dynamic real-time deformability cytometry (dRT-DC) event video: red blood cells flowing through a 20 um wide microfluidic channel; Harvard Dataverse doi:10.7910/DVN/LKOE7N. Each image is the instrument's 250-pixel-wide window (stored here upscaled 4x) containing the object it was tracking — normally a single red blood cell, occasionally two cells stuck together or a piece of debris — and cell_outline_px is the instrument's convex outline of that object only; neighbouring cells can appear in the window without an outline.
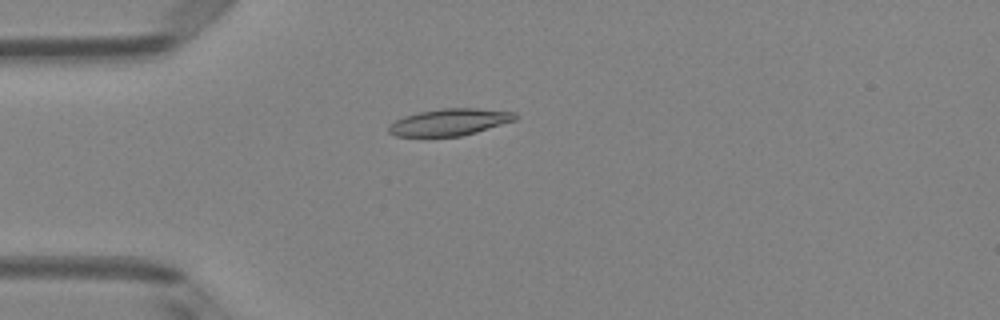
{"species": "Egyptian fruit bat (a non-hibernating species)", "species_latin": "Rousettus aegyptiacus", "temperature_condition": "room temperature", "stored_images_in_passage": 3, "camera_frame_rate_fps": 3000, "um_per_image_px": 0.085, "animal": {"sex": "female"}, "frame": {"image": 1, "passage_image": 3, "time_ms": 0.667, "image_size_px": [1000, 320], "cell_outline_px": [[516, 120], [476, 132], [460, 136], [396, 136], [388, 132], [388, 124], [404, 116], [420, 112], [440, 108], [476, 108], [516, 112]], "centroid_in_image_um": [38.2, 10.37], "position_along_channel_um": 46.8, "area_um2": 19.71}}